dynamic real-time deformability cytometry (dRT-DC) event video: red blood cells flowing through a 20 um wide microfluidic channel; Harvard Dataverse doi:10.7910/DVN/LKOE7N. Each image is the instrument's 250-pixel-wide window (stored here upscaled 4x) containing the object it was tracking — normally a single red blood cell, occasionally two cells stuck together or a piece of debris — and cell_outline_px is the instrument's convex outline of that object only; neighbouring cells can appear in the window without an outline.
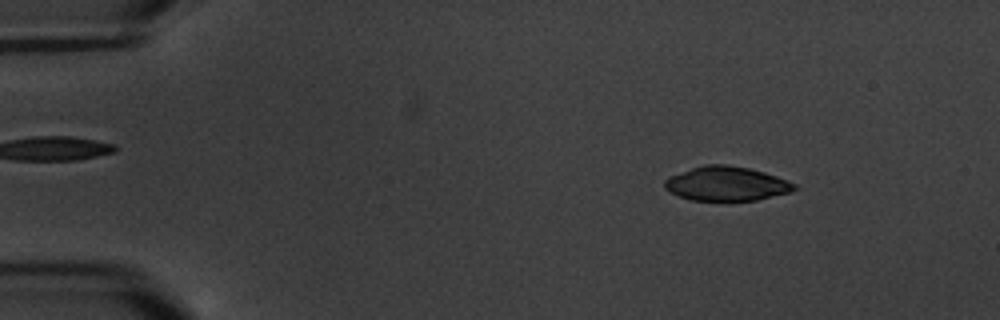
{"species": "common noctule bat (a hibernating species)", "species_latin": "Nyctalus noctula", "temperature_condition": "warm", "stored_images_in_passage": 3, "camera_frame_rate_fps": 3000, "um_per_image_px": 0.085, "animal": {"sex": "male", "body_mass_g": 20.1, "forearm_length_mm": 53.5}, "frame": {"image": 1, "passage_image": 1, "time_ms": 0.0, "image_size_px": [1000, 320], "cell_outline_px": [[800, 188], [788, 192], [756, 200], [692, 200], [680, 196], [664, 188], [664, 180], [668, 176], [704, 164], [728, 164], [748, 168], [764, 172], [788, 180], [796, 184]], "centroid_in_image_um": [61.75, 15.6], "position_along_channel_um": 23.2, "area_um2": 25.78}}